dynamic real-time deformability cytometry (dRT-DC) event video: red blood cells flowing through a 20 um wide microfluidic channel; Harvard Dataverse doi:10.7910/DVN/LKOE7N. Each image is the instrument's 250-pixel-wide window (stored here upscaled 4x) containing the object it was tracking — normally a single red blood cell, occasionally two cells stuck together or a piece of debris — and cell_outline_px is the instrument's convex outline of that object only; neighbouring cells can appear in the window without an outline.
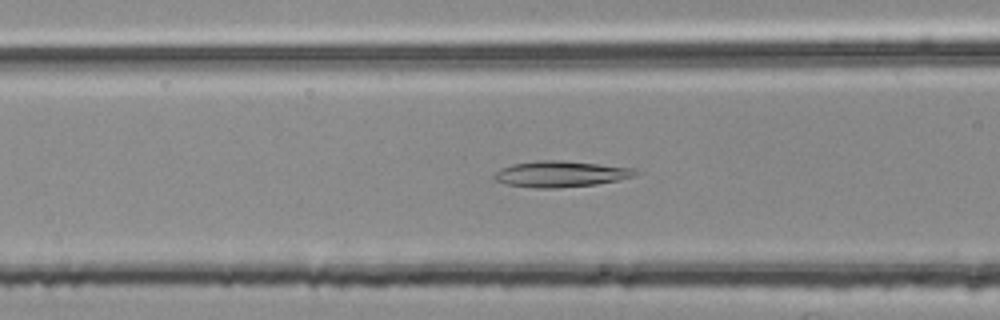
{"species": "common noctule bat (a hibernating species)", "species_latin": "Nyctalus noctula", "temperature_condition": "room temperature", "stored_images_in_passage": 45, "camera_frame_rate_fps": 3000, "um_per_image_px": 0.085, "animal": {"sex": "female", "body_mass_g": 25.1}, "frame": {"image": 1, "passage_image": 12, "time_ms": 3.667, "image_size_px": [1000, 320], "cell_outline_px": [[640, 172], [636, 176], [596, 184], [552, 188], [536, 188], [508, 184], [496, 180], [492, 176], [500, 168], [512, 164], [536, 160], [560, 160], [636, 168]], "centroid_in_image_um": [47.67, 14.78], "position_along_channel_um": 118.9, "area_um2": 21.33}}
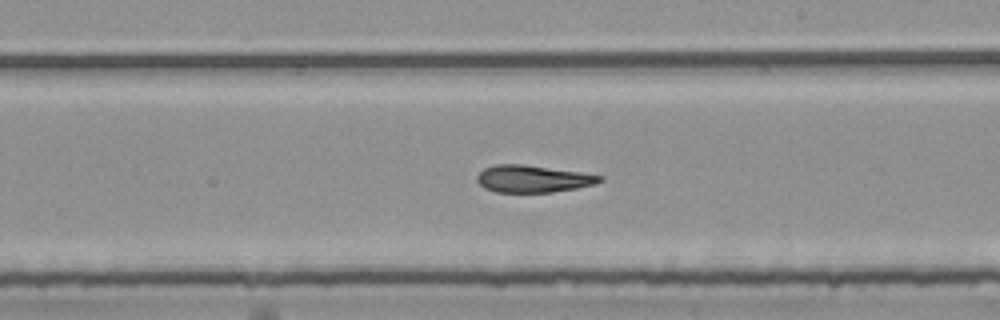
{"frame": {"image": 2, "passage_image": 22, "time_ms": 7.0, "image_size_px": [1000, 320], "cell_outline_px": [[604, 180], [596, 184], [576, 188], [552, 192], [496, 192], [484, 188], [476, 180], [476, 176], [484, 168], [496, 164], [524, 164], [580, 172], [604, 176]], "centroid_in_image_um": [45.3, 15.19], "position_along_channel_um": 243.7, "area_um2": 19.48}}
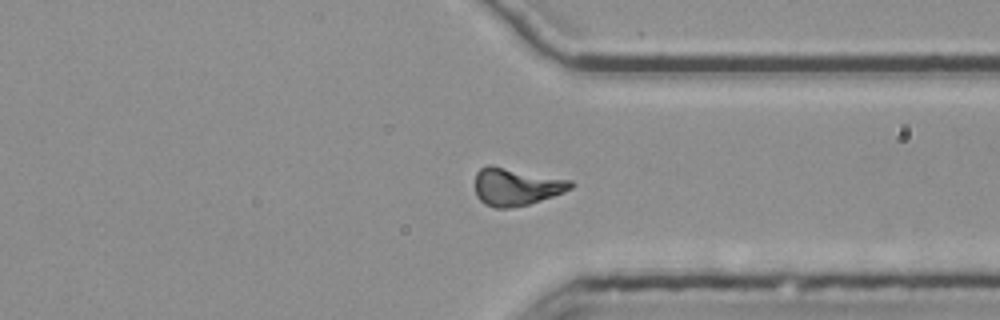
{"frame": {"image": 3, "passage_image": 32, "time_ms": 10.333, "image_size_px": [1000, 320], "cell_outline_px": [[576, 184], [572, 188], [564, 192], [528, 204], [508, 208], [496, 208], [484, 204], [476, 196], [476, 172], [480, 168], [488, 164], [492, 164], [572, 180]], "centroid_in_image_um": [43.88, 15.84], "position_along_channel_um": 367.5, "area_um2": 21.15}, "authors_computed_cell_mechanics": {"area_um2": 19.9988, "velocity_mm_per_s": 3.7529, "shape_relaxation_time_tau1_ms": 8.1701, "shape_relaxation_time_tau2_ms": 4.2808, "deformation_change_tau1": 0.2236, "deformation_change_tau2": 0.1458}}